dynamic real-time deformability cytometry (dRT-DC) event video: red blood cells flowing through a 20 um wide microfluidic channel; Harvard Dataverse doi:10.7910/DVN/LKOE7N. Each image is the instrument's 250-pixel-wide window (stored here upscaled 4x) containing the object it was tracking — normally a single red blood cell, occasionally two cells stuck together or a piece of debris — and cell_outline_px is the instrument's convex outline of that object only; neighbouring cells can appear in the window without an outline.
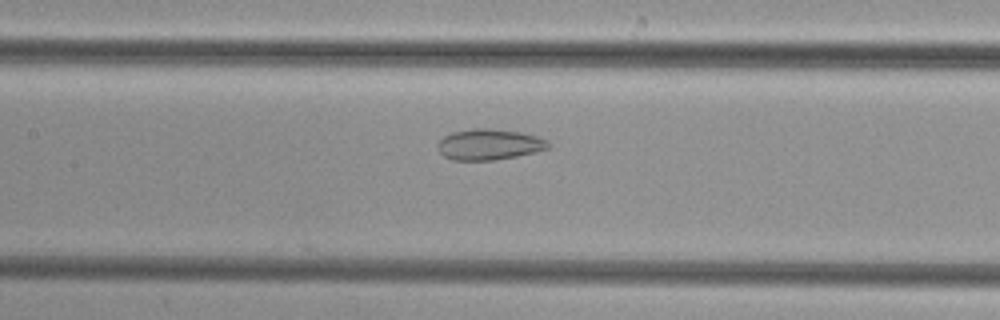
{"species": "common noctule bat (a hibernating species)", "species_latin": "Nyctalus noctula", "temperature_condition": "cold", "stored_images_in_passage": 51, "camera_frame_rate_fps": 3000, "um_per_image_px": 0.085, "animal": {"sex": "female", "body_mass_g": 29.2, "forearm_length_mm": 56.3}, "frame": {"image": 1, "passage_image": 24, "time_ms": 7.667, "image_size_px": [1000, 320], "cell_outline_px": [[552, 144], [548, 148], [536, 152], [516, 156], [492, 160], [452, 160], [444, 156], [436, 148], [436, 144], [444, 136], [452, 132], [472, 128], [492, 128], [520, 132], [536, 136], [548, 140]], "centroid_in_image_um": [41.57, 12.27], "position_along_channel_um": 165.8, "area_um2": 20.06}}
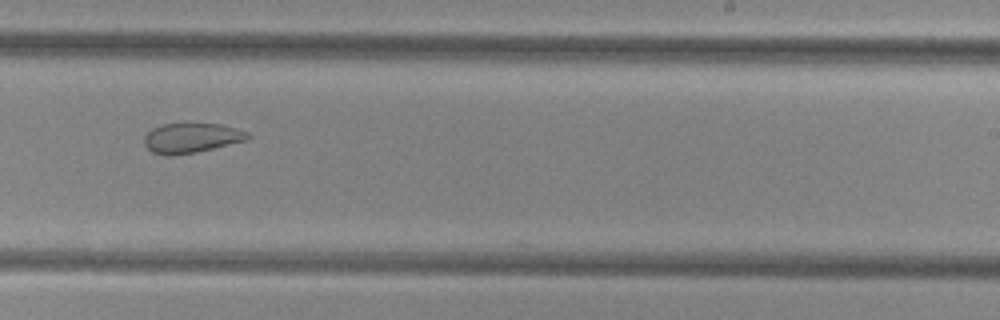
{"frame": {"image": 2, "passage_image": 32, "time_ms": 10.333, "image_size_px": [1000, 320], "cell_outline_px": [[252, 136], [248, 140], [196, 152], [172, 156], [164, 156], [152, 152], [144, 144], [144, 136], [152, 128], [164, 124], [220, 124], [236, 128], [248, 132]], "centroid_in_image_um": [16.27, 11.74], "position_along_channel_um": 272.7, "area_um2": 18.03}}
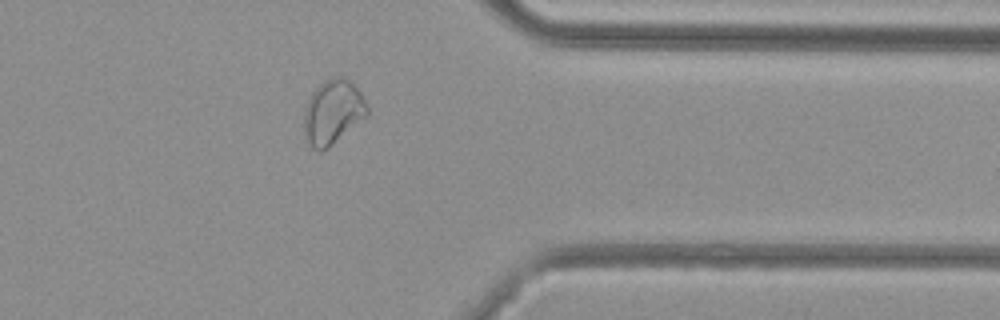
{"frame": {"image": 3, "passage_image": 41, "time_ms": 13.333, "image_size_px": [1000, 320], "cell_outline_px": [[368, 116], [328, 148], [320, 152], [312, 148], [304, 136], [304, 112], [308, 100], [312, 92], [324, 80], [336, 76], [344, 76], [360, 92], [368, 108]], "centroid_in_image_um": [28.28, 9.54], "position_along_channel_um": 383.1, "area_um2": 23.76}}